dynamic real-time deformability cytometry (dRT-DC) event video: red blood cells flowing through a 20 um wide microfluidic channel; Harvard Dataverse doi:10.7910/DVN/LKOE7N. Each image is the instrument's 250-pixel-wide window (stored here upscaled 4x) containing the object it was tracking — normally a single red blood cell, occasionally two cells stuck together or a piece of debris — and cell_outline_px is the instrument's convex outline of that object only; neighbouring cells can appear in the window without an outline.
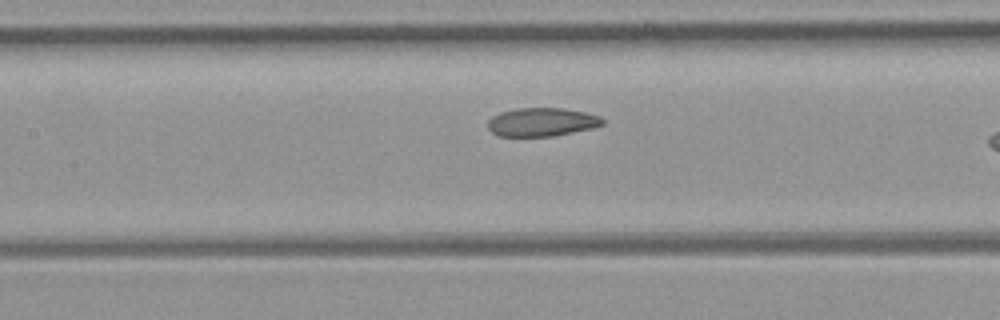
{"species": "common noctule bat (a hibernating species)", "species_latin": "Nyctalus noctula", "temperature_condition": "room temperature", "stored_images_in_passage": 29, "camera_frame_rate_fps": 3000, "um_per_image_px": 0.085, "animal": {"sex": "female", "body_mass_g": 21.9}, "frame": {"image": 1, "passage_image": 21, "time_ms": 6.667, "image_size_px": [1000, 320], "cell_outline_px": [[604, 124], [592, 128], [552, 136], [500, 136], [492, 132], [488, 128], [488, 120], [492, 116], [500, 112], [516, 108], [564, 108], [584, 112], [600, 116], [604, 120]], "centroid_in_image_um": [46.04, 10.37], "position_along_channel_um": 161.4, "area_um2": 19.02}}